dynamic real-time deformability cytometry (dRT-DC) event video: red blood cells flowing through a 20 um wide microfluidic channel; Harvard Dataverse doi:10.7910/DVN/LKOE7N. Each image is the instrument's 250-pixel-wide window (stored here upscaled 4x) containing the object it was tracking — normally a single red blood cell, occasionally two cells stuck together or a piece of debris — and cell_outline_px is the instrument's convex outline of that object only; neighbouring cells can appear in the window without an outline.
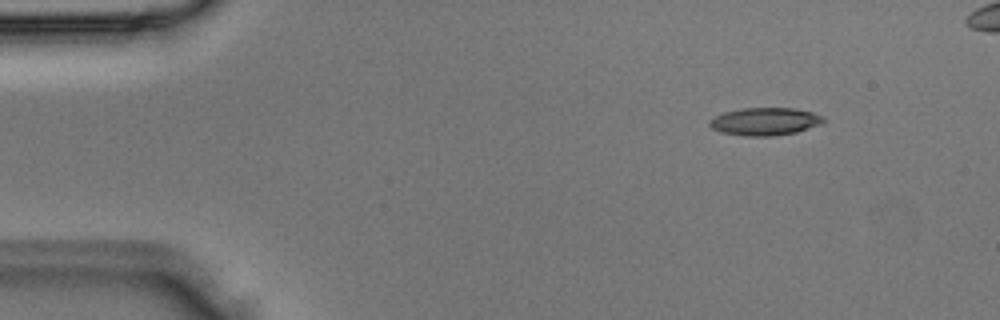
{"species": "Egyptian fruit bat (a non-hibernating species)", "species_latin": "Rousettus aegyptiacus", "temperature_condition": "room temperature", "stored_images_in_passage": 5, "camera_frame_rate_fps": 3000, "um_per_image_px": 0.085, "animal": {"sex": "male"}, "frame": {"image": 1, "passage_image": 2, "time_ms": 0.333, "image_size_px": [1000, 320], "cell_outline_px": [[824, 120], [820, 124], [796, 132], [772, 136], [744, 136], [720, 132], [712, 128], [708, 124], [708, 120], [724, 112], [744, 108], [792, 108], [812, 112], [824, 116]], "centroid_in_image_um": [64.99, 10.33], "position_along_channel_um": 20.0, "area_um2": 18.32}}